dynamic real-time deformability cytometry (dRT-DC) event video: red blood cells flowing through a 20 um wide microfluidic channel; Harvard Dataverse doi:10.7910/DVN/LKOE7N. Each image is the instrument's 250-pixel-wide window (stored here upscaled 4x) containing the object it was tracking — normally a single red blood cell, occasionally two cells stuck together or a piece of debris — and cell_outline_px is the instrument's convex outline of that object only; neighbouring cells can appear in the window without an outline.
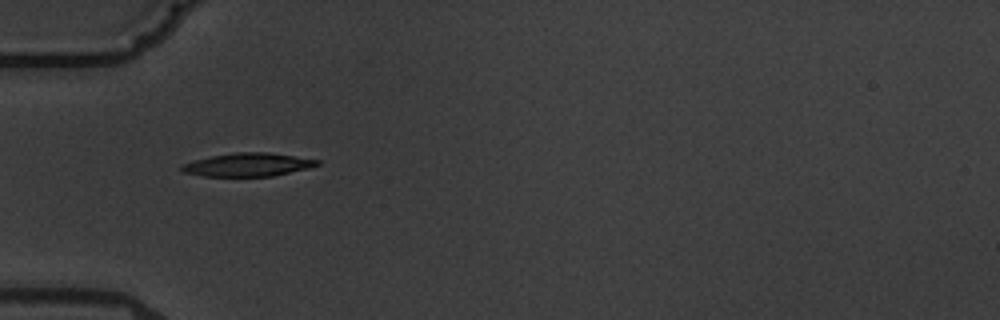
{"species": "common noctule bat (a hibernating species)", "species_latin": "Nyctalus noctula", "temperature_condition": "warm", "stored_images_in_passage": 6, "camera_frame_rate_fps": 3000, "um_per_image_px": 0.085, "animal": {"sex": "male", "body_mass_g": 19.5, "forearm_length_mm": 54.6}, "frame": {"image": 1, "passage_image": 5, "time_ms": 5.333, "image_size_px": [1000, 320], "cell_outline_px": [[320, 164], [308, 168], [272, 176], [204, 176], [184, 172], [180, 168], [180, 164], [192, 160], [232, 152], [268, 152], [320, 160]], "centroid_in_image_um": [21.04, 13.99], "position_along_channel_um": 64.0, "area_um2": 18.38}}
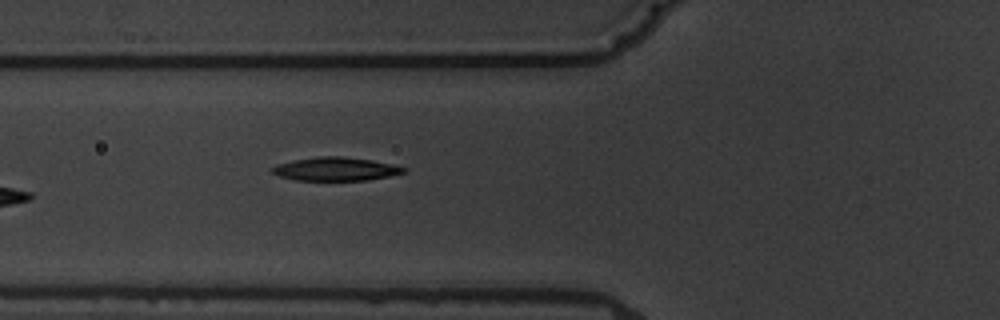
{"frame": {"image": 2, "passage_image": 6, "time_ms": 6.333, "image_size_px": [1000, 320], "cell_outline_px": [[408, 168], [404, 172], [388, 176], [368, 180], [296, 180], [280, 176], [272, 172], [272, 168], [276, 164], [292, 160], [316, 156], [344, 156], [372, 160], [392, 164]], "centroid_in_image_um": [28.52, 14.35], "position_along_channel_um": 97.3, "area_um2": 17.98}}